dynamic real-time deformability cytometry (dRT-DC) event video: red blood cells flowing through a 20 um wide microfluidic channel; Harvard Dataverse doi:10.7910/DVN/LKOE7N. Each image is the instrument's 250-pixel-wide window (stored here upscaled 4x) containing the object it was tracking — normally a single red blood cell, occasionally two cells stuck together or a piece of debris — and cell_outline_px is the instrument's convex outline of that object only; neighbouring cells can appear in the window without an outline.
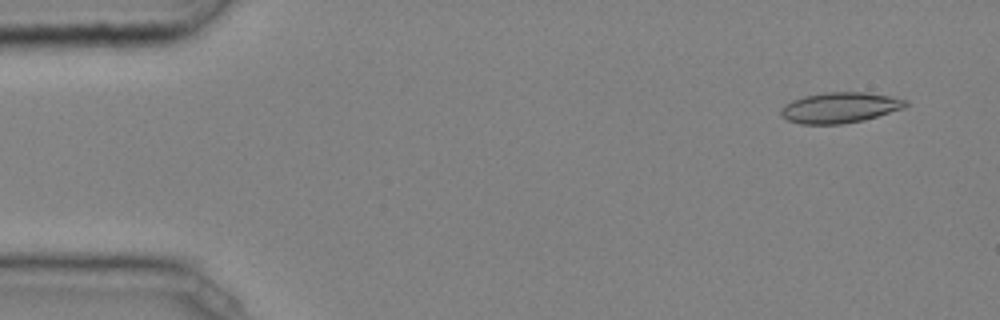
{"species": "common noctule bat (a hibernating species)", "species_latin": "Nyctalus noctula", "temperature_condition": "cold", "stored_images_in_passage": 44, "camera_frame_rate_fps": 3000, "um_per_image_px": 0.085, "animal": {"sex": "male", "body_mass_g": 20.4}, "frame": {"image": 1, "passage_image": 3, "time_ms": 0.667, "image_size_px": [1000, 320], "cell_outline_px": [[908, 104], [904, 108], [864, 120], [844, 124], [800, 124], [788, 120], [780, 112], [780, 108], [784, 104], [792, 100], [804, 96], [824, 92], [864, 92], [888, 96], [908, 100]], "centroid_in_image_um": [71.38, 9.15], "position_along_channel_um": 13.6, "area_um2": 22.25}}
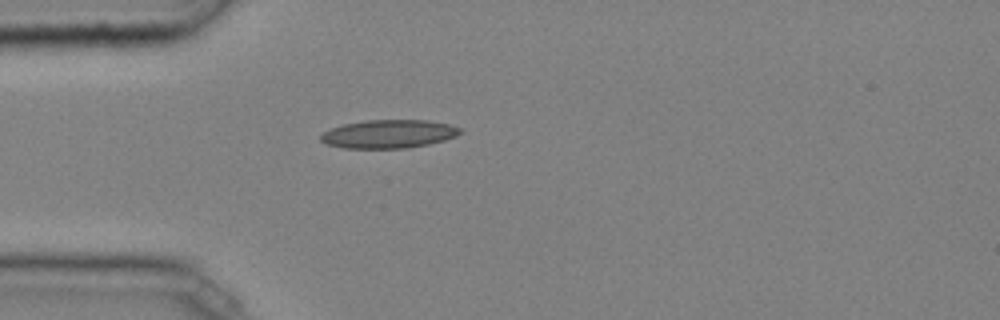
{"frame": {"image": 2, "passage_image": 13, "time_ms": 4.0, "image_size_px": [1000, 320], "cell_outline_px": [[464, 132], [456, 136], [444, 140], [428, 144], [408, 148], [344, 148], [324, 144], [320, 140], [320, 136], [324, 132], [332, 128], [344, 124], [368, 120], [428, 120], [448, 124], [460, 128]], "centroid_in_image_um": [33.04, 11.39], "position_along_channel_um": 52.0, "area_um2": 23.06}}
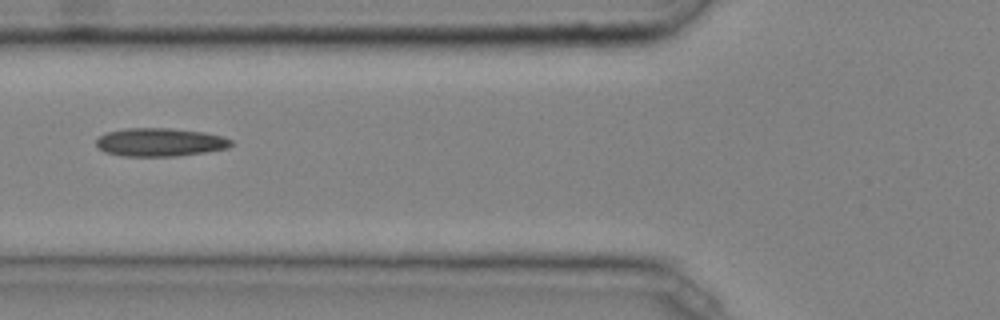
{"frame": {"image": 3, "passage_image": 18, "time_ms": 5.667, "image_size_px": [1000, 320], "cell_outline_px": [[232, 144], [228, 148], [204, 152], [176, 156], [124, 156], [104, 152], [96, 144], [96, 140], [100, 136], [108, 132], [124, 128], [172, 128], [204, 132], [220, 136], [232, 140]], "centroid_in_image_um": [13.59, 12.08], "position_along_channel_um": 112.2, "area_um2": 22.14}}